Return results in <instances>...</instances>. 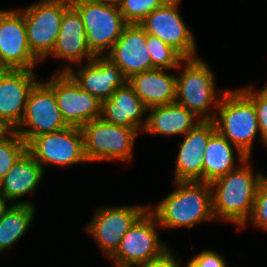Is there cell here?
<instances>
[{
    "instance_id": "cell-1",
    "label": "cell",
    "mask_w": 267,
    "mask_h": 267,
    "mask_svg": "<svg viewBox=\"0 0 267 267\" xmlns=\"http://www.w3.org/2000/svg\"><path fill=\"white\" fill-rule=\"evenodd\" d=\"M238 165L210 183V187L214 219L234 223L240 231L252 214L257 188L264 174L252 172L250 158Z\"/></svg>"
},
{
    "instance_id": "cell-2",
    "label": "cell",
    "mask_w": 267,
    "mask_h": 267,
    "mask_svg": "<svg viewBox=\"0 0 267 267\" xmlns=\"http://www.w3.org/2000/svg\"><path fill=\"white\" fill-rule=\"evenodd\" d=\"M177 186L164 197L155 209L149 211L156 217L161 229L193 228L196 224L215 220L212 213L210 183L200 181H173Z\"/></svg>"
},
{
    "instance_id": "cell-3",
    "label": "cell",
    "mask_w": 267,
    "mask_h": 267,
    "mask_svg": "<svg viewBox=\"0 0 267 267\" xmlns=\"http://www.w3.org/2000/svg\"><path fill=\"white\" fill-rule=\"evenodd\" d=\"M204 61L201 57L185 58L179 64L175 70L180 73L176 76L175 102L191 111L197 118L200 117L201 121H212L226 90L217 93L215 77ZM212 105L215 108L210 113Z\"/></svg>"
},
{
    "instance_id": "cell-4",
    "label": "cell",
    "mask_w": 267,
    "mask_h": 267,
    "mask_svg": "<svg viewBox=\"0 0 267 267\" xmlns=\"http://www.w3.org/2000/svg\"><path fill=\"white\" fill-rule=\"evenodd\" d=\"M212 121L219 134L251 157L253 141L260 129L253 102L239 88L226 90Z\"/></svg>"
},
{
    "instance_id": "cell-5",
    "label": "cell",
    "mask_w": 267,
    "mask_h": 267,
    "mask_svg": "<svg viewBox=\"0 0 267 267\" xmlns=\"http://www.w3.org/2000/svg\"><path fill=\"white\" fill-rule=\"evenodd\" d=\"M88 162L122 160L131 162L139 129L120 127L101 117L81 127Z\"/></svg>"
},
{
    "instance_id": "cell-6",
    "label": "cell",
    "mask_w": 267,
    "mask_h": 267,
    "mask_svg": "<svg viewBox=\"0 0 267 267\" xmlns=\"http://www.w3.org/2000/svg\"><path fill=\"white\" fill-rule=\"evenodd\" d=\"M70 6V0H40L20 9L24 16L30 50L39 61L52 53L64 12Z\"/></svg>"
},
{
    "instance_id": "cell-7",
    "label": "cell",
    "mask_w": 267,
    "mask_h": 267,
    "mask_svg": "<svg viewBox=\"0 0 267 267\" xmlns=\"http://www.w3.org/2000/svg\"><path fill=\"white\" fill-rule=\"evenodd\" d=\"M70 1L81 15L91 52L95 56L109 52L127 25L120 8L93 0Z\"/></svg>"
},
{
    "instance_id": "cell-8",
    "label": "cell",
    "mask_w": 267,
    "mask_h": 267,
    "mask_svg": "<svg viewBox=\"0 0 267 267\" xmlns=\"http://www.w3.org/2000/svg\"><path fill=\"white\" fill-rule=\"evenodd\" d=\"M156 217L147 210L123 236L117 250L109 257L115 267H137L157 258L169 249L158 235Z\"/></svg>"
},
{
    "instance_id": "cell-9",
    "label": "cell",
    "mask_w": 267,
    "mask_h": 267,
    "mask_svg": "<svg viewBox=\"0 0 267 267\" xmlns=\"http://www.w3.org/2000/svg\"><path fill=\"white\" fill-rule=\"evenodd\" d=\"M68 126L53 89L39 80L29 93L23 117L14 131L28 144L38 135L57 132Z\"/></svg>"
},
{
    "instance_id": "cell-10",
    "label": "cell",
    "mask_w": 267,
    "mask_h": 267,
    "mask_svg": "<svg viewBox=\"0 0 267 267\" xmlns=\"http://www.w3.org/2000/svg\"><path fill=\"white\" fill-rule=\"evenodd\" d=\"M27 151L43 170L47 165L62 168L88 162L81 127L68 126L57 132L38 135L27 144Z\"/></svg>"
},
{
    "instance_id": "cell-11",
    "label": "cell",
    "mask_w": 267,
    "mask_h": 267,
    "mask_svg": "<svg viewBox=\"0 0 267 267\" xmlns=\"http://www.w3.org/2000/svg\"><path fill=\"white\" fill-rule=\"evenodd\" d=\"M45 82L53 89L58 108L69 126L83 125L101 116V102L80 88L68 72L60 69Z\"/></svg>"
},
{
    "instance_id": "cell-12",
    "label": "cell",
    "mask_w": 267,
    "mask_h": 267,
    "mask_svg": "<svg viewBox=\"0 0 267 267\" xmlns=\"http://www.w3.org/2000/svg\"><path fill=\"white\" fill-rule=\"evenodd\" d=\"M180 2L181 0H169L165 5L148 14L140 25L147 34L160 38L184 58H196L198 57L196 40L181 18Z\"/></svg>"
},
{
    "instance_id": "cell-13",
    "label": "cell",
    "mask_w": 267,
    "mask_h": 267,
    "mask_svg": "<svg viewBox=\"0 0 267 267\" xmlns=\"http://www.w3.org/2000/svg\"><path fill=\"white\" fill-rule=\"evenodd\" d=\"M149 209L147 205L108 206L96 209L84 228L109 258L132 225Z\"/></svg>"
},
{
    "instance_id": "cell-14",
    "label": "cell",
    "mask_w": 267,
    "mask_h": 267,
    "mask_svg": "<svg viewBox=\"0 0 267 267\" xmlns=\"http://www.w3.org/2000/svg\"><path fill=\"white\" fill-rule=\"evenodd\" d=\"M39 60L32 54L19 9H0V65L4 69L34 70Z\"/></svg>"
},
{
    "instance_id": "cell-15",
    "label": "cell",
    "mask_w": 267,
    "mask_h": 267,
    "mask_svg": "<svg viewBox=\"0 0 267 267\" xmlns=\"http://www.w3.org/2000/svg\"><path fill=\"white\" fill-rule=\"evenodd\" d=\"M34 70L0 71V124L14 130L23 117L31 89L39 81Z\"/></svg>"
},
{
    "instance_id": "cell-16",
    "label": "cell",
    "mask_w": 267,
    "mask_h": 267,
    "mask_svg": "<svg viewBox=\"0 0 267 267\" xmlns=\"http://www.w3.org/2000/svg\"><path fill=\"white\" fill-rule=\"evenodd\" d=\"M104 56L121 69L127 80L133 75L155 69L147 48V33L140 24H127Z\"/></svg>"
},
{
    "instance_id": "cell-17",
    "label": "cell",
    "mask_w": 267,
    "mask_h": 267,
    "mask_svg": "<svg viewBox=\"0 0 267 267\" xmlns=\"http://www.w3.org/2000/svg\"><path fill=\"white\" fill-rule=\"evenodd\" d=\"M78 70L65 65L62 72H68L80 88L95 96L100 102L109 99L118 87L128 80L121 69L107 57L95 56Z\"/></svg>"
},
{
    "instance_id": "cell-18",
    "label": "cell",
    "mask_w": 267,
    "mask_h": 267,
    "mask_svg": "<svg viewBox=\"0 0 267 267\" xmlns=\"http://www.w3.org/2000/svg\"><path fill=\"white\" fill-rule=\"evenodd\" d=\"M216 132L213 121H201L184 136L175 166L174 181L203 182V155L210 137Z\"/></svg>"
},
{
    "instance_id": "cell-19",
    "label": "cell",
    "mask_w": 267,
    "mask_h": 267,
    "mask_svg": "<svg viewBox=\"0 0 267 267\" xmlns=\"http://www.w3.org/2000/svg\"><path fill=\"white\" fill-rule=\"evenodd\" d=\"M147 108L136 95L133 87L126 82L118 87L109 99L101 102V118L114 125L142 132L147 123L144 114ZM144 119V121H143Z\"/></svg>"
},
{
    "instance_id": "cell-20",
    "label": "cell",
    "mask_w": 267,
    "mask_h": 267,
    "mask_svg": "<svg viewBox=\"0 0 267 267\" xmlns=\"http://www.w3.org/2000/svg\"><path fill=\"white\" fill-rule=\"evenodd\" d=\"M49 56L77 65L84 58L88 62L95 57L88 46L81 15L72 5L64 12L55 47Z\"/></svg>"
},
{
    "instance_id": "cell-21",
    "label": "cell",
    "mask_w": 267,
    "mask_h": 267,
    "mask_svg": "<svg viewBox=\"0 0 267 267\" xmlns=\"http://www.w3.org/2000/svg\"><path fill=\"white\" fill-rule=\"evenodd\" d=\"M166 72V69L155 68L128 79L127 82L147 109L176 101L177 74Z\"/></svg>"
},
{
    "instance_id": "cell-22",
    "label": "cell",
    "mask_w": 267,
    "mask_h": 267,
    "mask_svg": "<svg viewBox=\"0 0 267 267\" xmlns=\"http://www.w3.org/2000/svg\"><path fill=\"white\" fill-rule=\"evenodd\" d=\"M43 167L26 151L0 180V190L8 201L33 193L44 176Z\"/></svg>"
},
{
    "instance_id": "cell-23",
    "label": "cell",
    "mask_w": 267,
    "mask_h": 267,
    "mask_svg": "<svg viewBox=\"0 0 267 267\" xmlns=\"http://www.w3.org/2000/svg\"><path fill=\"white\" fill-rule=\"evenodd\" d=\"M147 111V123L142 132L149 134L185 135L201 122L191 111L176 102L151 107Z\"/></svg>"
},
{
    "instance_id": "cell-24",
    "label": "cell",
    "mask_w": 267,
    "mask_h": 267,
    "mask_svg": "<svg viewBox=\"0 0 267 267\" xmlns=\"http://www.w3.org/2000/svg\"><path fill=\"white\" fill-rule=\"evenodd\" d=\"M233 147L239 162L243 163L248 157L238 147L217 131L210 137L203 155V182L212 183L239 167Z\"/></svg>"
},
{
    "instance_id": "cell-25",
    "label": "cell",
    "mask_w": 267,
    "mask_h": 267,
    "mask_svg": "<svg viewBox=\"0 0 267 267\" xmlns=\"http://www.w3.org/2000/svg\"><path fill=\"white\" fill-rule=\"evenodd\" d=\"M36 207L34 203L14 202L0 216V253L11 248L28 231Z\"/></svg>"
},
{
    "instance_id": "cell-26",
    "label": "cell",
    "mask_w": 267,
    "mask_h": 267,
    "mask_svg": "<svg viewBox=\"0 0 267 267\" xmlns=\"http://www.w3.org/2000/svg\"><path fill=\"white\" fill-rule=\"evenodd\" d=\"M26 151L27 143L14 130H7L0 137V180Z\"/></svg>"
},
{
    "instance_id": "cell-27",
    "label": "cell",
    "mask_w": 267,
    "mask_h": 267,
    "mask_svg": "<svg viewBox=\"0 0 267 267\" xmlns=\"http://www.w3.org/2000/svg\"><path fill=\"white\" fill-rule=\"evenodd\" d=\"M147 48L155 68L176 70L179 64L185 59L172 46L150 34H147Z\"/></svg>"
},
{
    "instance_id": "cell-28",
    "label": "cell",
    "mask_w": 267,
    "mask_h": 267,
    "mask_svg": "<svg viewBox=\"0 0 267 267\" xmlns=\"http://www.w3.org/2000/svg\"><path fill=\"white\" fill-rule=\"evenodd\" d=\"M169 0H124L120 12L127 24H140L148 14Z\"/></svg>"
},
{
    "instance_id": "cell-29",
    "label": "cell",
    "mask_w": 267,
    "mask_h": 267,
    "mask_svg": "<svg viewBox=\"0 0 267 267\" xmlns=\"http://www.w3.org/2000/svg\"><path fill=\"white\" fill-rule=\"evenodd\" d=\"M240 90L253 102L258 118L260 138L267 146V87L256 91L252 86L240 88Z\"/></svg>"
},
{
    "instance_id": "cell-30",
    "label": "cell",
    "mask_w": 267,
    "mask_h": 267,
    "mask_svg": "<svg viewBox=\"0 0 267 267\" xmlns=\"http://www.w3.org/2000/svg\"><path fill=\"white\" fill-rule=\"evenodd\" d=\"M248 223L267 231V175L259 182L252 214L241 228H245Z\"/></svg>"
},
{
    "instance_id": "cell-31",
    "label": "cell",
    "mask_w": 267,
    "mask_h": 267,
    "mask_svg": "<svg viewBox=\"0 0 267 267\" xmlns=\"http://www.w3.org/2000/svg\"><path fill=\"white\" fill-rule=\"evenodd\" d=\"M193 259L201 267H228L227 262L216 251L204 249L202 252L198 253Z\"/></svg>"
},
{
    "instance_id": "cell-32",
    "label": "cell",
    "mask_w": 267,
    "mask_h": 267,
    "mask_svg": "<svg viewBox=\"0 0 267 267\" xmlns=\"http://www.w3.org/2000/svg\"><path fill=\"white\" fill-rule=\"evenodd\" d=\"M173 255L171 249H168L159 257L151 259L137 267H181V263Z\"/></svg>"
},
{
    "instance_id": "cell-33",
    "label": "cell",
    "mask_w": 267,
    "mask_h": 267,
    "mask_svg": "<svg viewBox=\"0 0 267 267\" xmlns=\"http://www.w3.org/2000/svg\"><path fill=\"white\" fill-rule=\"evenodd\" d=\"M7 202H9L4 194L1 192L0 190V216L5 212V210L9 207L7 204Z\"/></svg>"
},
{
    "instance_id": "cell-34",
    "label": "cell",
    "mask_w": 267,
    "mask_h": 267,
    "mask_svg": "<svg viewBox=\"0 0 267 267\" xmlns=\"http://www.w3.org/2000/svg\"><path fill=\"white\" fill-rule=\"evenodd\" d=\"M99 3H104L106 5L120 7L124 0H93Z\"/></svg>"
},
{
    "instance_id": "cell-35",
    "label": "cell",
    "mask_w": 267,
    "mask_h": 267,
    "mask_svg": "<svg viewBox=\"0 0 267 267\" xmlns=\"http://www.w3.org/2000/svg\"><path fill=\"white\" fill-rule=\"evenodd\" d=\"M186 266L187 267H201L193 258L190 261H188Z\"/></svg>"
},
{
    "instance_id": "cell-36",
    "label": "cell",
    "mask_w": 267,
    "mask_h": 267,
    "mask_svg": "<svg viewBox=\"0 0 267 267\" xmlns=\"http://www.w3.org/2000/svg\"><path fill=\"white\" fill-rule=\"evenodd\" d=\"M7 130L0 124V137L6 132Z\"/></svg>"
}]
</instances>
